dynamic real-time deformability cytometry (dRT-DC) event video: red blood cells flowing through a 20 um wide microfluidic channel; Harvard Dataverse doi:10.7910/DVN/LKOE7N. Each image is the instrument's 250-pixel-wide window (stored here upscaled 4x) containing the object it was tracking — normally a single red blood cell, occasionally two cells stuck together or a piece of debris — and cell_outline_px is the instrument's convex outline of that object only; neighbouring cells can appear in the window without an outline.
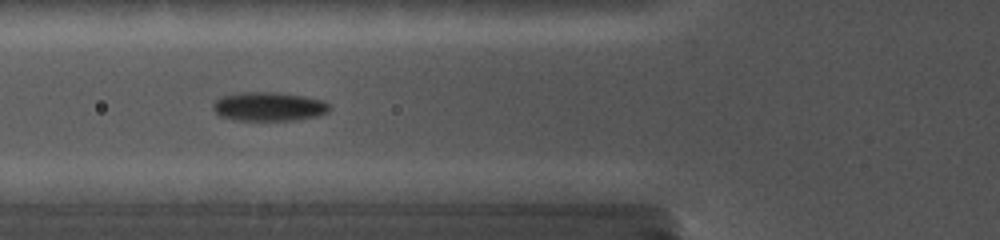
{"species": "common noctule bat (a hibernating species)", "species_latin": "Nyctalus noctula", "temperature_condition": "cold", "stored_images_in_passage": 16, "camera_frame_rate_fps": 5000, "um_per_image_px": 0.085, "animal": {"sex": "female", "body_mass_g": 19.0, "forearm_length_mm": 56.7}, "frame": {"image": 1, "passage_image": 10, "time_ms": 6.0, "image_size_px": [1000, 240], "cell_outline_px": [[332, 108], [328, 112], [320, 116], [296, 120], [236, 120], [220, 116], [212, 108], [212, 104], [220, 96], [240, 92], [276, 92], [304, 96], [324, 100]], "centroid_in_image_um": [22.87, 9.05], "position_along_channel_um": 102.9, "area_um2": 19.88}}
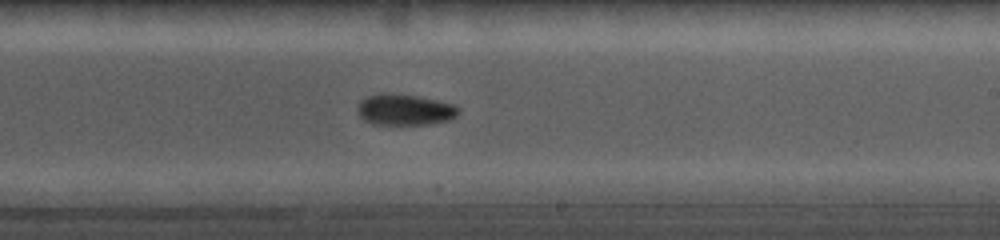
{"frame": {"image": 2, "passage_image": 16, "time_ms": 10.0, "image_size_px": [1000, 240], "cell_outline_px": [[460, 112], [456, 116], [448, 120], [424, 124], [372, 124], [364, 120], [360, 116], [360, 100], [368, 96], [380, 92], [384, 92], [420, 96], [452, 104], [460, 108]], "centroid_in_image_um": [34.42, 9.31], "position_along_channel_um": 254.6, "area_um2": 18.15}}